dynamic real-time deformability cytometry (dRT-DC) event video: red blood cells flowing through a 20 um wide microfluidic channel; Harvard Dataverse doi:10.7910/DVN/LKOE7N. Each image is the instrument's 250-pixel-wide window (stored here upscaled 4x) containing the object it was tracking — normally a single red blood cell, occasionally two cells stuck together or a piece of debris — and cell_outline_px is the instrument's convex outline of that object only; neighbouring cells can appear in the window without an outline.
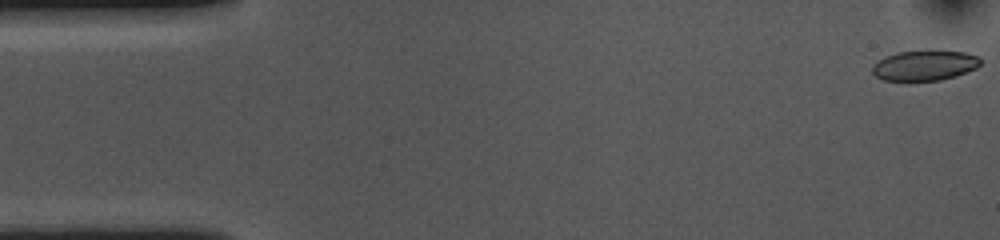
{"species": "common noctule bat (a hibernating species)", "species_latin": "Nyctalus noctula", "temperature_condition": "cold", "stored_images_in_passage": 15, "camera_frame_rate_fps": 3000, "um_per_image_px": 0.085, "animal": {"sex": "female", "body_mass_g": 10.0, "forearm_length_mm": 53.1}, "frame": {"image": 1, "passage_image": 1, "time_ms": 0.0, "image_size_px": [1000, 240], "cell_outline_px": [[980, 64], [976, 68], [956, 76], [940, 80], [884, 80], [876, 76], [872, 72], [872, 64], [884, 56], [896, 52], [928, 48], [964, 52], [980, 56]], "centroid_in_image_um": [78.59, 5.51], "position_along_channel_um": 6.4, "area_um2": 19.65}}
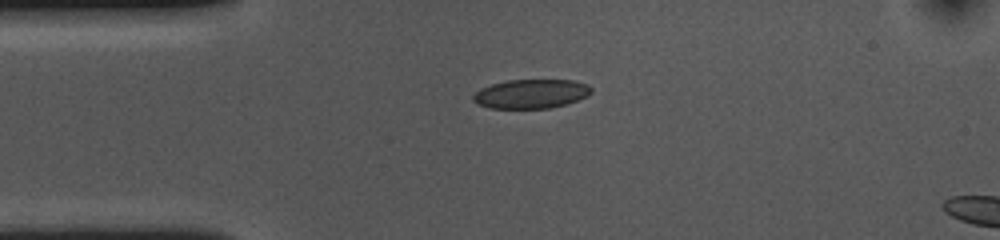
{"frame": {"image": 2, "passage_image": 12, "time_ms": 3.667, "image_size_px": [1000, 240], "cell_outline_px": [[592, 92], [588, 96], [568, 104], [552, 108], [488, 108], [476, 104], [472, 100], [472, 96], [480, 88], [492, 84], [508, 80], [572, 80], [588, 84], [592, 88]], "centroid_in_image_um": [45.15, 7.98], "position_along_channel_um": 39.9, "area_um2": 20.29}}